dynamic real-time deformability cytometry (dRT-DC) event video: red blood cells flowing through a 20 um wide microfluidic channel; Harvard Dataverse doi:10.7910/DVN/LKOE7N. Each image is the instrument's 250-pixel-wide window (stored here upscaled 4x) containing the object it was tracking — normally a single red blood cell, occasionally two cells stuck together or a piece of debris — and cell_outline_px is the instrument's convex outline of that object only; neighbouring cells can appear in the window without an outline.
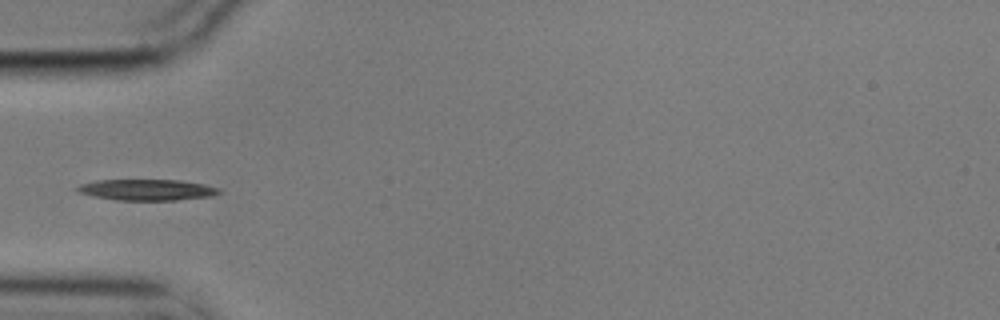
{"species": "common noctule bat (a hibernating species)", "species_latin": "Nyctalus noctula", "temperature_condition": "cold", "stored_images_in_passage": 6, "camera_frame_rate_fps": 3000, "um_per_image_px": 0.085, "animal": {"sex": "male", "body_mass_g": 17.9}, "frame": {"image": 1, "passage_image": 3, "time_ms": 0.667, "image_size_px": [1000, 320], "cell_outline_px": [[220, 192], [212, 196], [176, 200], [116, 200], [92, 196], [76, 192], [76, 188], [80, 184], [96, 180], [176, 180], [204, 184], [220, 188]], "centroid_in_image_um": [12.45, 16.13], "position_along_channel_um": 72.5, "area_um2": 17.4}}
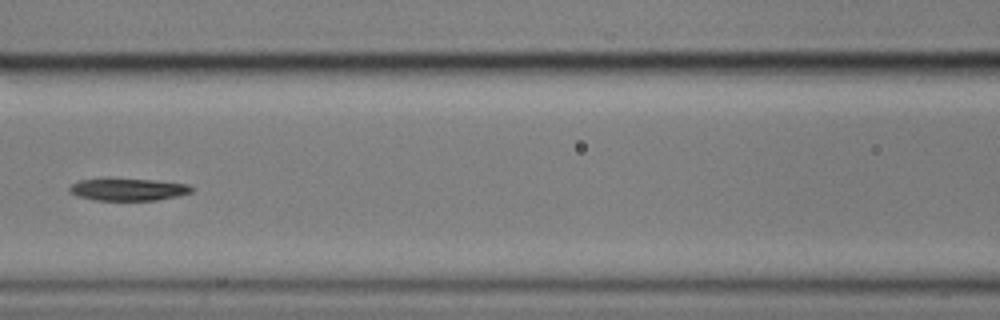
{"frame": {"image": 2, "passage_image": 5, "time_ms": 1.333, "image_size_px": [1000, 320], "cell_outline_px": [[196, 188], [192, 192], [180, 196], [156, 200], [96, 200], [76, 196], [68, 192], [68, 188], [72, 184], [80, 180], [156, 180], [188, 184]], "centroid_in_image_um": [10.95, 16.13], "position_along_channel_um": 155.6, "area_um2": 15.61}}
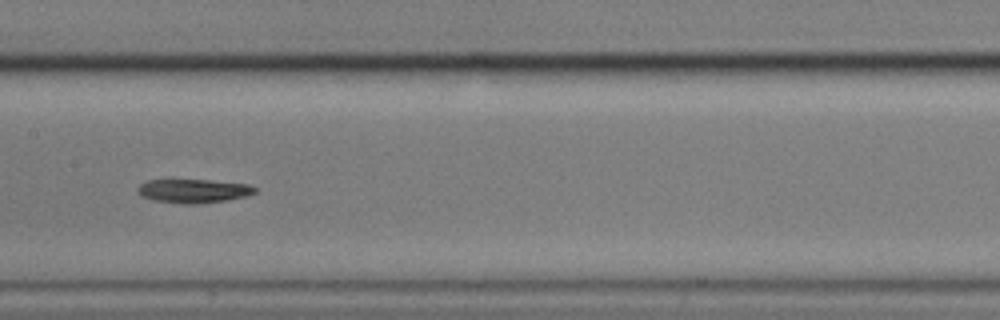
{"frame": {"image": 3, "passage_image": 6, "time_ms": 1.667, "image_size_px": [1000, 320], "cell_outline_px": [[260, 188], [256, 192], [248, 196], [228, 200], [196, 204], [184, 204], [152, 200], [140, 196], [136, 192], [136, 188], [140, 184], [148, 180], [208, 180], [252, 184]], "centroid_in_image_um": [16.48, 16.23], "position_along_channel_um": 190.9, "area_um2": 16.65}}